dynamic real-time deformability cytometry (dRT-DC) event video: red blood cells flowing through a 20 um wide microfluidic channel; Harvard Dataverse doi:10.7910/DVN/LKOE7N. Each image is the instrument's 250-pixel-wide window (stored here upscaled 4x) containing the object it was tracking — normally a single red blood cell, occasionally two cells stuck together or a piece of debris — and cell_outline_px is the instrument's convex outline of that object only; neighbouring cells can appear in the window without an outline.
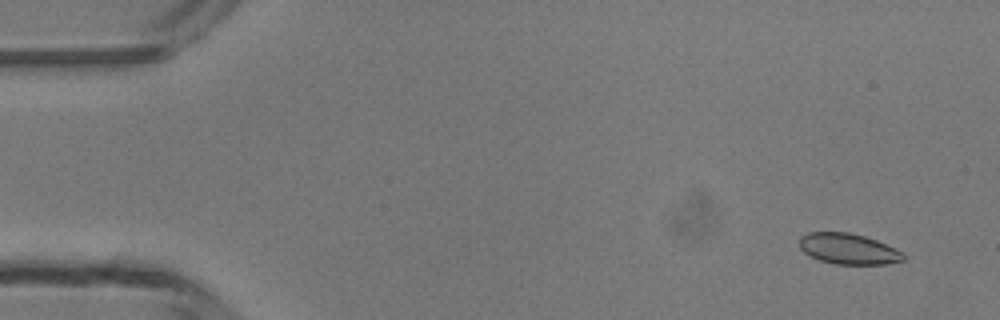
{"species": "common noctule bat (a hibernating species)", "species_latin": "Nyctalus noctula", "temperature_condition": "room temperature", "stored_images_in_passage": 4, "camera_frame_rate_fps": 3000, "um_per_image_px": 0.085, "animal": {"sex": "male", "body_mass_g": 13.3}, "frame": {"image": 1, "passage_image": 1, "time_ms": 0.0, "image_size_px": [1000, 320], "cell_outline_px": [[904, 260], [888, 264], [836, 264], [820, 260], [804, 252], [800, 248], [800, 236], [808, 232], [848, 232], [864, 236], [876, 240], [896, 248], [904, 252]], "centroid_in_image_um": [72.13, 21.15], "position_along_channel_um": 12.9, "area_um2": 18.61}}
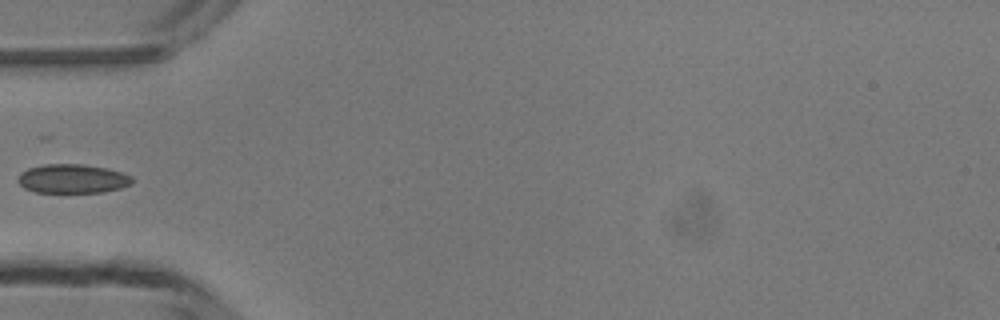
{"frame": {"image": 2, "passage_image": 4, "time_ms": 4.333, "image_size_px": [1000, 320], "cell_outline_px": [[132, 184], [120, 188], [100, 192], [36, 192], [24, 188], [16, 180], [20, 172], [28, 168], [44, 164], [84, 164], [108, 168], [132, 176]], "centroid_in_image_um": [6.14, 15.18], "position_along_channel_um": 78.9, "area_um2": 19.36}}